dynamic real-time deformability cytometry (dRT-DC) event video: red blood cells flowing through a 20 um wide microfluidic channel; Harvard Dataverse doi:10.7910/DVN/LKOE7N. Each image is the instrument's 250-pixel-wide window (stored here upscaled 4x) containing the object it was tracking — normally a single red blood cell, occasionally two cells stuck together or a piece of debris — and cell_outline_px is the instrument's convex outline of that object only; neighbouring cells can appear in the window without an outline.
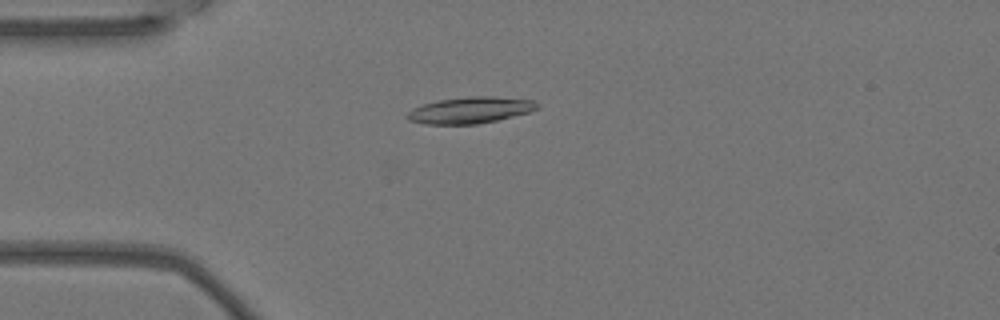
{"species": "Egyptian fruit bat (a non-hibernating species)", "species_latin": "Rousettus aegyptiacus", "temperature_condition": "warm", "stored_images_in_passage": 4, "camera_frame_rate_fps": 3000, "um_per_image_px": 0.085, "animal": {"sex": "female"}, "frame": {"image": 1, "passage_image": 1, "time_ms": 0.0, "image_size_px": [1000, 320], "cell_outline_px": [[540, 108], [528, 112], [496, 120], [476, 124], [428, 124], [408, 120], [404, 116], [412, 108], [424, 104], [440, 100], [468, 96], [492, 96], [532, 100], [540, 104]], "centroid_in_image_um": [39.96, 9.36], "position_along_channel_um": 45.0, "area_um2": 19.88}}
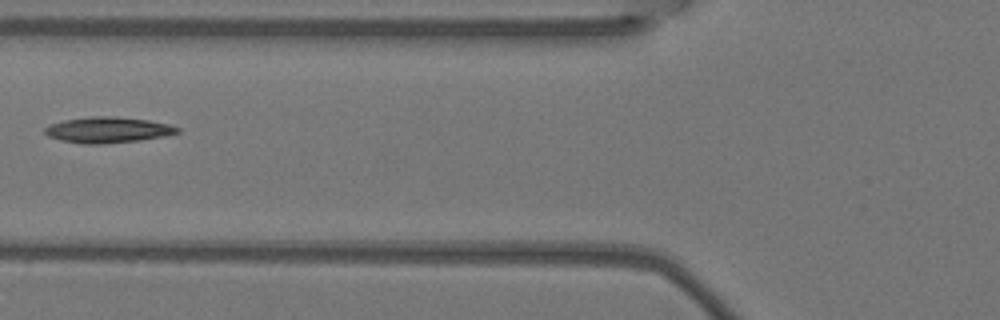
{"frame": {"image": 2, "passage_image": 3, "time_ms": 0.667, "image_size_px": [1000, 320], "cell_outline_px": [[180, 132], [164, 136], [140, 140], [100, 144], [80, 144], [60, 140], [48, 136], [44, 132], [44, 128], [52, 124], [64, 120], [88, 116], [116, 116], [148, 120], [168, 124], [180, 128]], "centroid_in_image_um": [9.15, 11.04], "position_along_channel_um": 116.6, "area_um2": 20.0}}
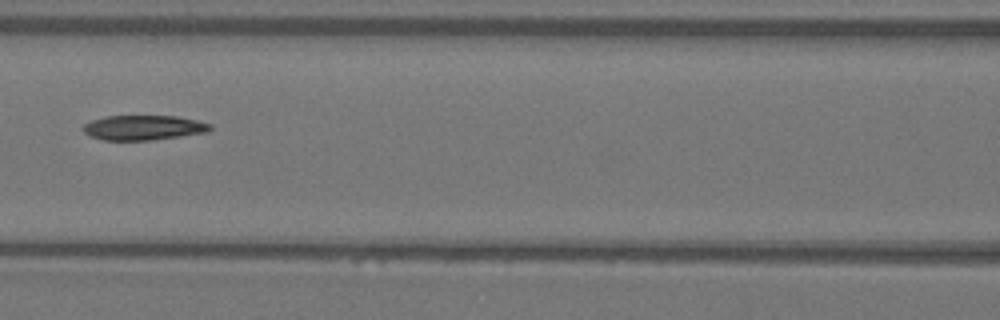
{"frame": {"image": 3, "passage_image": 4, "time_ms": 1.0, "image_size_px": [1000, 320], "cell_outline_px": [[212, 128], [208, 132], [152, 140], [104, 140], [88, 136], [80, 128], [84, 124], [92, 120], [108, 116], [176, 116], [196, 120], [212, 124]], "centroid_in_image_um": [12.18, 10.85], "position_along_channel_um": 154.4, "area_um2": 18.44}}